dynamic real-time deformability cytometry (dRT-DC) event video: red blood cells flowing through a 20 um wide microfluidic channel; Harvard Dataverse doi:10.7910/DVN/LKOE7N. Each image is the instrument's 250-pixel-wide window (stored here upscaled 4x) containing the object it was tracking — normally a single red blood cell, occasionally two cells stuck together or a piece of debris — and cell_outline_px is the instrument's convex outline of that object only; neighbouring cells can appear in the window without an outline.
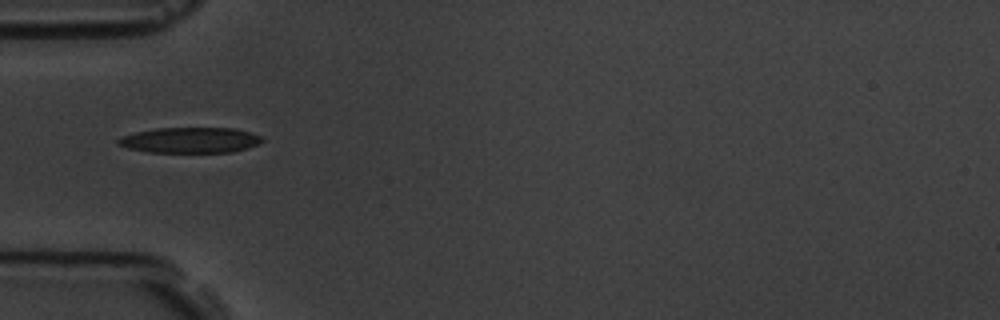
{"species": "common noctule bat (a hibernating species)", "species_latin": "Nyctalus noctula", "temperature_condition": "room temperature", "stored_images_in_passage": 5, "camera_frame_rate_fps": 3000, "um_per_image_px": 0.085, "animal": {"sex": "male", "body_mass_g": 19.5, "forearm_length_mm": 54.6}, "frame": {"image": 1, "passage_image": 1, "time_ms": 0.0, "image_size_px": [1000, 320], "cell_outline_px": [[264, 140], [248, 148], [232, 152], [148, 152], [128, 148], [116, 144], [116, 140], [120, 136], [136, 132], [156, 128], [236, 128], [260, 136]], "centroid_in_image_um": [16.12, 11.91], "position_along_channel_um": 68.9, "area_um2": 21.44}}
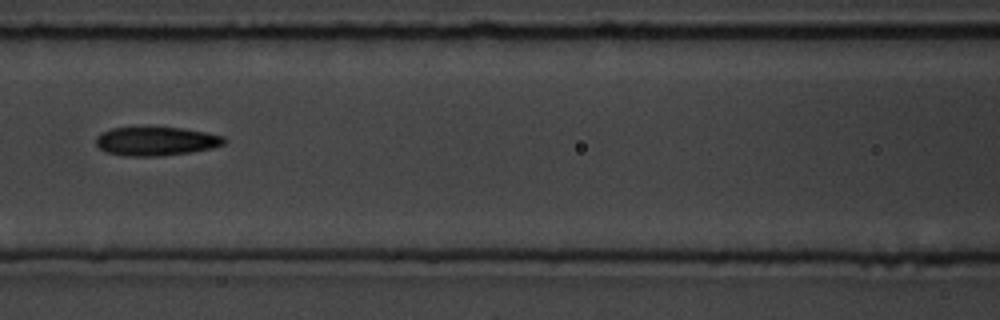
{"frame": {"image": 2, "passage_image": 3, "time_ms": 2.333, "image_size_px": [1000, 320], "cell_outline_px": [[228, 140], [224, 144], [212, 148], [192, 152], [160, 156], [124, 156], [108, 152], [100, 148], [96, 144], [96, 136], [100, 132], [112, 128], [184, 128], [224, 136]], "centroid_in_image_um": [13.28, 12.01], "position_along_channel_um": 153.3, "area_um2": 21.44}}
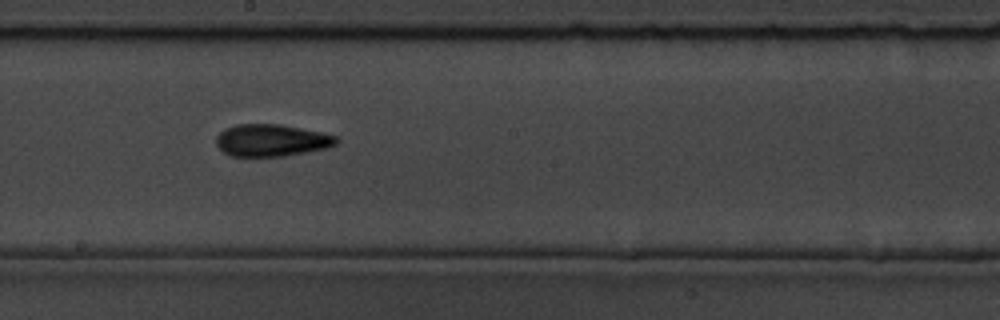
{"frame": {"image": 3, "passage_image": 5, "time_ms": 4.333, "image_size_px": [1000, 320], "cell_outline_px": [[340, 140], [336, 144], [324, 148], [284, 156], [228, 156], [216, 144], [216, 136], [224, 128], [236, 124], [280, 124], [320, 132], [336, 136]], "centroid_in_image_um": [23.03, 11.92], "position_along_channel_um": 225.2, "area_um2": 22.37}}